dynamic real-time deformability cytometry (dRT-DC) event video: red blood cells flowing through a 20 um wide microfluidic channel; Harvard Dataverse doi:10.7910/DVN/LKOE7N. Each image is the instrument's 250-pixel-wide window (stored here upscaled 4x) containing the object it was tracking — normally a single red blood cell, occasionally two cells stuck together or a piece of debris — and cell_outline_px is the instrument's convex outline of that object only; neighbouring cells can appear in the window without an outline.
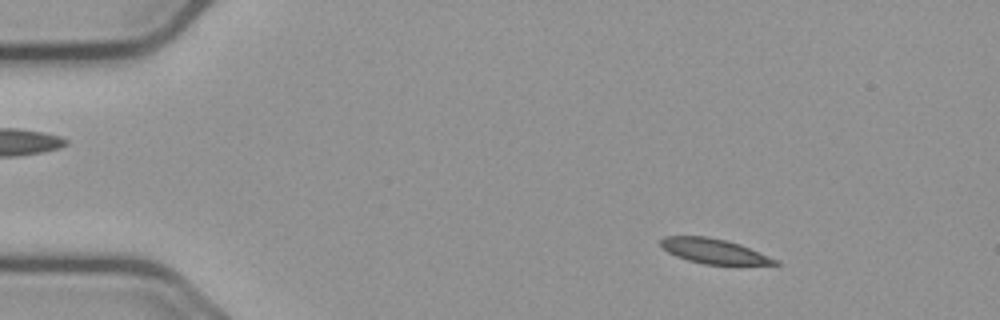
{"species": "common noctule bat (a hibernating species)", "species_latin": "Nyctalus noctula", "temperature_condition": "cold", "stored_images_in_passage": 56, "camera_frame_rate_fps": 3000, "um_per_image_px": 0.085, "animal": {"sex": "male", "body_mass_g": 23.1, "forearm_length_mm": 52.7}, "frame": {"image": 1, "passage_image": 8, "time_ms": 2.333, "image_size_px": [1000, 320], "cell_outline_px": [[780, 264], [704, 264], [688, 260], [676, 256], [668, 252], [660, 244], [660, 240], [664, 236], [708, 236], [728, 240], [740, 244], [780, 260]], "centroid_in_image_um": [60.69, 21.33], "position_along_channel_um": 24.3, "area_um2": 16.53}}
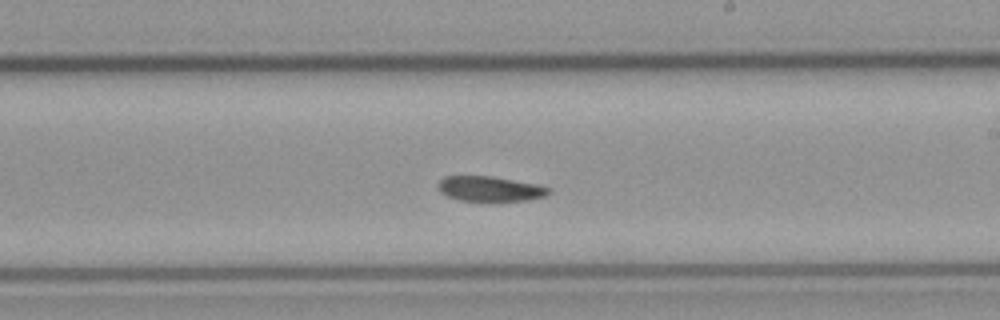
{"frame": {"image": 2, "passage_image": 33, "time_ms": 10.667, "image_size_px": [1000, 320], "cell_outline_px": [[552, 192], [544, 196], [528, 200], [492, 204], [460, 200], [448, 196], [440, 192], [436, 184], [444, 176], [492, 176], [536, 184], [552, 188]], "centroid_in_image_um": [41.66, 16.09], "position_along_channel_um": 247.3, "area_um2": 16.99}}
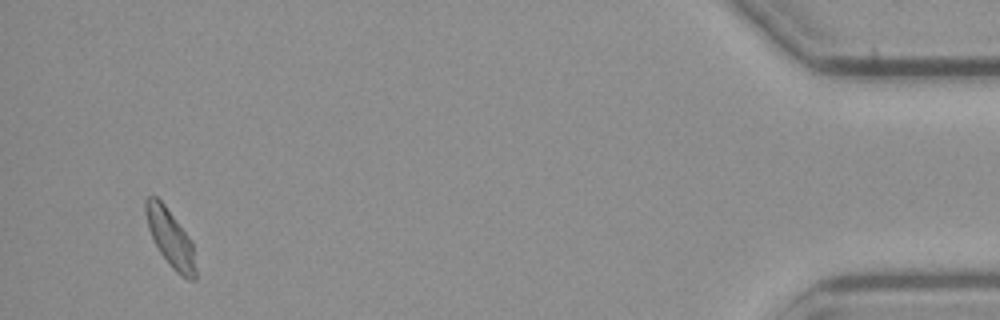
{"frame": {"image": 3, "passage_image": 54, "time_ms": 17.667, "image_size_px": [1000, 320], "cell_outline_px": [[196, 280], [188, 280], [180, 276], [172, 268], [160, 252], [148, 228], [144, 212], [144, 200], [148, 196], [156, 196], [164, 204], [192, 240], [196, 268]], "centroid_in_image_um": [14.49, 20.24], "position_along_channel_um": 420.7, "area_um2": 16.82}}